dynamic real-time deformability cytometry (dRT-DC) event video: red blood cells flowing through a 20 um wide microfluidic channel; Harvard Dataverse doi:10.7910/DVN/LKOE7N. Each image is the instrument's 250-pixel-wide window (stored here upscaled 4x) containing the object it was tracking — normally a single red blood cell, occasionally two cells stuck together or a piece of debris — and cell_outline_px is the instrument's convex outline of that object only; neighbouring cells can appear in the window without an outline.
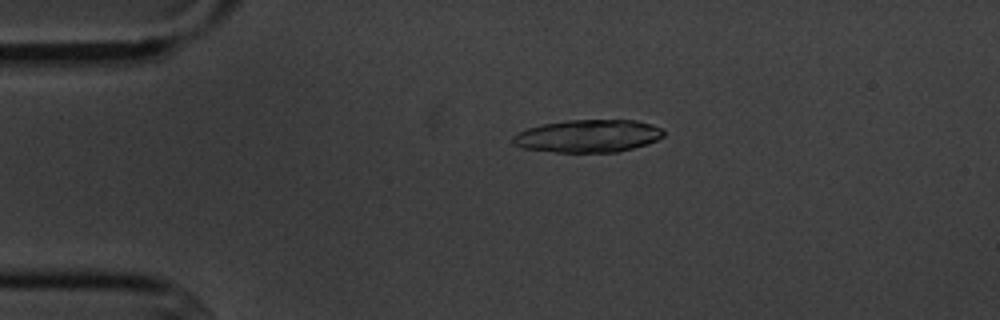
{"species": "common noctule bat (a hibernating species)", "species_latin": "Nyctalus noctula", "temperature_condition": "cold", "stored_images_in_passage": 5, "camera_frame_rate_fps": 3000, "um_per_image_px": 0.085, "animal": {"sex": "male", "body_mass_g": 20.1, "forearm_length_mm": 53.5}, "frame": {"image": 1, "passage_image": 4, "time_ms": 3.333, "image_size_px": [1000, 320], "cell_outline_px": [[664, 136], [648, 144], [616, 152], [556, 152], [520, 148], [512, 144], [512, 136], [528, 128], [544, 124], [564, 120], [636, 120], [652, 124], [660, 128], [664, 132]], "centroid_in_image_um": [49.97, 11.56], "position_along_channel_um": 35.0, "area_um2": 28.73}}